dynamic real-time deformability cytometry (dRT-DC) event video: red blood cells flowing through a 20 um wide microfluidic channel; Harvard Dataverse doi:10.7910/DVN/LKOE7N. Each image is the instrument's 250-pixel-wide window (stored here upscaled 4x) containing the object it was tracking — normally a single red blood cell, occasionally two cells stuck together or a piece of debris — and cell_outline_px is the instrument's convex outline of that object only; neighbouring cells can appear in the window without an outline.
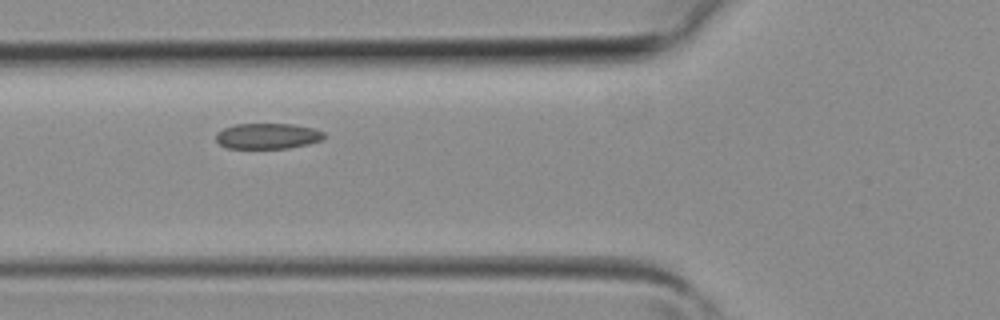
{"species": "common noctule bat (a hibernating species)", "species_latin": "Nyctalus noctula", "temperature_condition": "room temperature", "stored_images_in_passage": 5, "camera_frame_rate_fps": 3000, "um_per_image_px": 0.085, "animal": {"sex": "female", "body_mass_g": 19.3, "forearm_length_mm": 54.1}, "frame": {"image": 1, "passage_image": 4, "time_ms": 1.0, "image_size_px": [1000, 320], "cell_outline_px": [[324, 140], [308, 144], [288, 148], [224, 148], [216, 140], [216, 132], [224, 128], [236, 124], [292, 124], [312, 128], [324, 132]], "centroid_in_image_um": [22.74, 11.57], "position_along_channel_um": 103.1, "area_um2": 16.18}}
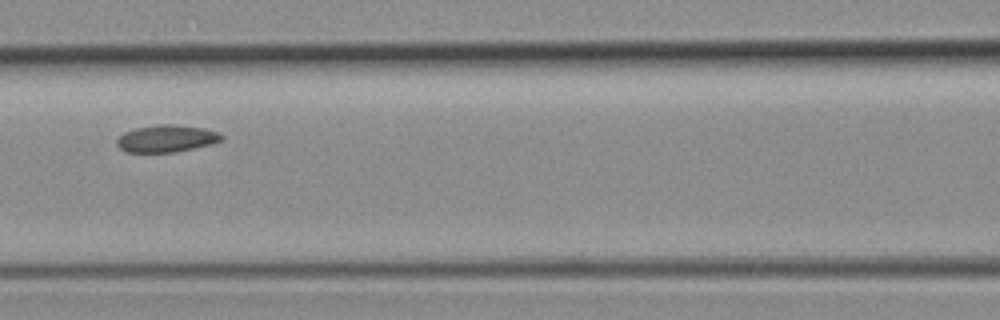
{"frame": {"image": 2, "passage_image": 5, "time_ms": 1.333, "image_size_px": [1000, 320], "cell_outline_px": [[224, 140], [212, 144], [176, 152], [124, 152], [116, 144], [116, 140], [124, 132], [136, 128], [160, 124], [172, 124], [204, 128], [220, 132], [224, 136]], "centroid_in_image_um": [14.19, 11.78], "position_along_channel_um": 152.4, "area_um2": 16.7}}